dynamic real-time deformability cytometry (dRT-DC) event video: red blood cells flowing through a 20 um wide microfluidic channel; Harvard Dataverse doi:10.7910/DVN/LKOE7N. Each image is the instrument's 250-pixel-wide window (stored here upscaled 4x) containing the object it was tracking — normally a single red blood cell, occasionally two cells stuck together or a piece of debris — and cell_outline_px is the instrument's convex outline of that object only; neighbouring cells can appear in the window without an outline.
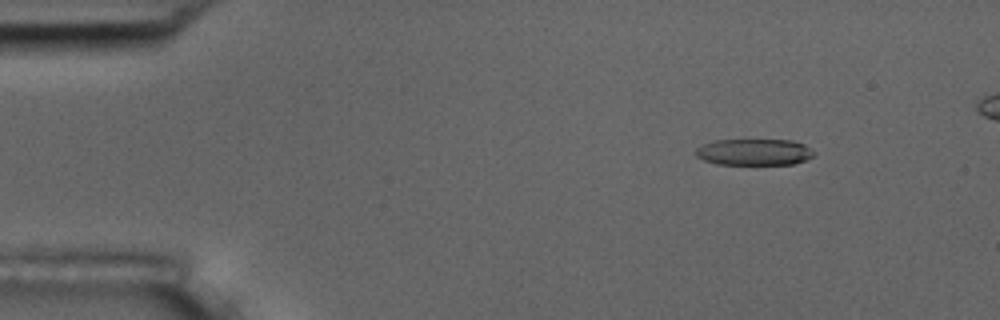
{"species": "common noctule bat (a hibernating species)", "species_latin": "Nyctalus noctula", "temperature_condition": "room temperature", "stored_images_in_passage": 53, "camera_frame_rate_fps": 3000, "um_per_image_px": 0.085, "animal": {"sex": "male", "body_mass_g": 17.5, "forearm_length_mm": 52.3}, "frame": {"image": 1, "passage_image": 7, "time_ms": 2.0, "image_size_px": [1000, 320], "cell_outline_px": [[812, 156], [804, 160], [792, 164], [716, 164], [704, 160], [696, 156], [696, 148], [712, 140], [792, 140], [804, 144], [812, 152]], "centroid_in_image_um": [64.05, 12.92], "position_along_channel_um": 21.0, "area_um2": 17.98}}
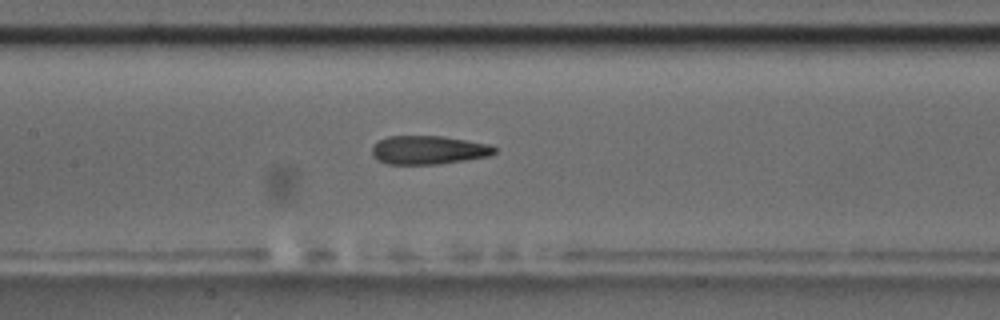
{"frame": {"image": 2, "passage_image": 26, "time_ms": 8.333, "image_size_px": [1000, 320], "cell_outline_px": [[496, 152], [488, 156], [440, 164], [388, 164], [372, 156], [372, 148], [380, 140], [388, 136], [444, 136], [488, 144], [496, 148]], "centroid_in_image_um": [36.42, 12.75], "position_along_channel_um": 171.0, "area_um2": 20.23}}
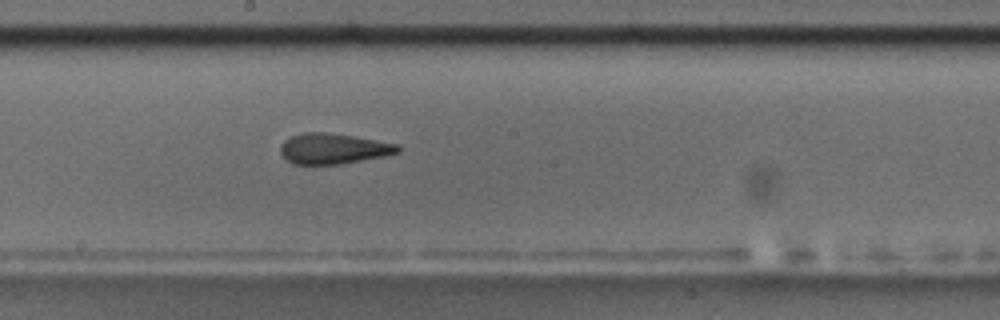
{"frame": {"image": 3, "passage_image": 30, "time_ms": 9.667, "image_size_px": [1000, 320], "cell_outline_px": [[400, 152], [384, 156], [340, 164], [292, 164], [280, 152], [280, 144], [284, 140], [292, 136], [304, 132], [324, 132], [352, 136], [400, 144]], "centroid_in_image_um": [28.33, 12.63], "position_along_channel_um": 219.9, "area_um2": 20.81}}